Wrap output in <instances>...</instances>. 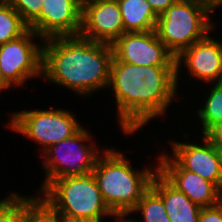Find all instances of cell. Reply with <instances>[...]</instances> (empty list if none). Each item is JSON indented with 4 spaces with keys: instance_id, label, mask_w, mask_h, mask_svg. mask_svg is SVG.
<instances>
[{
    "instance_id": "obj_1",
    "label": "cell",
    "mask_w": 222,
    "mask_h": 222,
    "mask_svg": "<svg viewBox=\"0 0 222 222\" xmlns=\"http://www.w3.org/2000/svg\"><path fill=\"white\" fill-rule=\"evenodd\" d=\"M108 89L115 97L116 121L128 137L152 120L165 118L174 100L181 96L176 66H139L118 61L114 56Z\"/></svg>"
},
{
    "instance_id": "obj_2",
    "label": "cell",
    "mask_w": 222,
    "mask_h": 222,
    "mask_svg": "<svg viewBox=\"0 0 222 222\" xmlns=\"http://www.w3.org/2000/svg\"><path fill=\"white\" fill-rule=\"evenodd\" d=\"M112 59L110 44L94 42L81 33L45 39L42 79L89 99L108 88Z\"/></svg>"
},
{
    "instance_id": "obj_3",
    "label": "cell",
    "mask_w": 222,
    "mask_h": 222,
    "mask_svg": "<svg viewBox=\"0 0 222 222\" xmlns=\"http://www.w3.org/2000/svg\"><path fill=\"white\" fill-rule=\"evenodd\" d=\"M113 148L106 147L92 173L110 211L118 219H125L151 187L158 164L149 166L146 163L142 169L135 168L125 152Z\"/></svg>"
},
{
    "instance_id": "obj_4",
    "label": "cell",
    "mask_w": 222,
    "mask_h": 222,
    "mask_svg": "<svg viewBox=\"0 0 222 222\" xmlns=\"http://www.w3.org/2000/svg\"><path fill=\"white\" fill-rule=\"evenodd\" d=\"M219 8L214 0H178L158 16L155 31L167 49L177 57L218 28L211 14Z\"/></svg>"
},
{
    "instance_id": "obj_5",
    "label": "cell",
    "mask_w": 222,
    "mask_h": 222,
    "mask_svg": "<svg viewBox=\"0 0 222 222\" xmlns=\"http://www.w3.org/2000/svg\"><path fill=\"white\" fill-rule=\"evenodd\" d=\"M41 195L58 213L67 217L101 222L118 220L105 204L93 173L56 179Z\"/></svg>"
},
{
    "instance_id": "obj_6",
    "label": "cell",
    "mask_w": 222,
    "mask_h": 222,
    "mask_svg": "<svg viewBox=\"0 0 222 222\" xmlns=\"http://www.w3.org/2000/svg\"><path fill=\"white\" fill-rule=\"evenodd\" d=\"M90 130L82 126L74 135L50 146L40 156L45 178L37 194H41L54 180L66 176L93 172L98 157L106 149L96 146ZM95 144V145H94Z\"/></svg>"
},
{
    "instance_id": "obj_7",
    "label": "cell",
    "mask_w": 222,
    "mask_h": 222,
    "mask_svg": "<svg viewBox=\"0 0 222 222\" xmlns=\"http://www.w3.org/2000/svg\"><path fill=\"white\" fill-rule=\"evenodd\" d=\"M10 115L6 127L26 137L28 141L39 144L40 155L50 146L71 137L82 127L71 110L53 106L42 110H17Z\"/></svg>"
},
{
    "instance_id": "obj_8",
    "label": "cell",
    "mask_w": 222,
    "mask_h": 222,
    "mask_svg": "<svg viewBox=\"0 0 222 222\" xmlns=\"http://www.w3.org/2000/svg\"><path fill=\"white\" fill-rule=\"evenodd\" d=\"M43 41L29 28L20 37L0 45V69L12 87L23 88L36 77L42 80Z\"/></svg>"
},
{
    "instance_id": "obj_9",
    "label": "cell",
    "mask_w": 222,
    "mask_h": 222,
    "mask_svg": "<svg viewBox=\"0 0 222 222\" xmlns=\"http://www.w3.org/2000/svg\"><path fill=\"white\" fill-rule=\"evenodd\" d=\"M211 35L212 32L175 58L177 86L183 87L179 85L183 68L195 81L205 84L222 82V41Z\"/></svg>"
},
{
    "instance_id": "obj_10",
    "label": "cell",
    "mask_w": 222,
    "mask_h": 222,
    "mask_svg": "<svg viewBox=\"0 0 222 222\" xmlns=\"http://www.w3.org/2000/svg\"><path fill=\"white\" fill-rule=\"evenodd\" d=\"M111 46L113 56L121 62L139 66H176V57L155 30L124 33Z\"/></svg>"
},
{
    "instance_id": "obj_11",
    "label": "cell",
    "mask_w": 222,
    "mask_h": 222,
    "mask_svg": "<svg viewBox=\"0 0 222 222\" xmlns=\"http://www.w3.org/2000/svg\"><path fill=\"white\" fill-rule=\"evenodd\" d=\"M167 152L161 151L156 161L158 172L172 186L201 208L212 207L222 201V191L214 183L195 172L184 170Z\"/></svg>"
},
{
    "instance_id": "obj_12",
    "label": "cell",
    "mask_w": 222,
    "mask_h": 222,
    "mask_svg": "<svg viewBox=\"0 0 222 222\" xmlns=\"http://www.w3.org/2000/svg\"><path fill=\"white\" fill-rule=\"evenodd\" d=\"M189 134L183 133L186 142L177 141L175 138L168 140L172 151L170 156L184 170L195 172L202 178L214 183L222 191V166L217 150L202 137H196L201 139L199 143L193 141L192 138H189L191 133ZM189 139L191 141H187Z\"/></svg>"
},
{
    "instance_id": "obj_13",
    "label": "cell",
    "mask_w": 222,
    "mask_h": 222,
    "mask_svg": "<svg viewBox=\"0 0 222 222\" xmlns=\"http://www.w3.org/2000/svg\"><path fill=\"white\" fill-rule=\"evenodd\" d=\"M28 27L43 40L79 34L82 0H43L39 16Z\"/></svg>"
},
{
    "instance_id": "obj_14",
    "label": "cell",
    "mask_w": 222,
    "mask_h": 222,
    "mask_svg": "<svg viewBox=\"0 0 222 222\" xmlns=\"http://www.w3.org/2000/svg\"><path fill=\"white\" fill-rule=\"evenodd\" d=\"M80 33L94 42L112 45L125 33L118 1L82 2Z\"/></svg>"
},
{
    "instance_id": "obj_15",
    "label": "cell",
    "mask_w": 222,
    "mask_h": 222,
    "mask_svg": "<svg viewBox=\"0 0 222 222\" xmlns=\"http://www.w3.org/2000/svg\"><path fill=\"white\" fill-rule=\"evenodd\" d=\"M151 187L162 197L171 222H198L202 208L172 186L159 172L153 176Z\"/></svg>"
},
{
    "instance_id": "obj_16",
    "label": "cell",
    "mask_w": 222,
    "mask_h": 222,
    "mask_svg": "<svg viewBox=\"0 0 222 222\" xmlns=\"http://www.w3.org/2000/svg\"><path fill=\"white\" fill-rule=\"evenodd\" d=\"M125 33L156 29L158 15L146 0H118Z\"/></svg>"
},
{
    "instance_id": "obj_17",
    "label": "cell",
    "mask_w": 222,
    "mask_h": 222,
    "mask_svg": "<svg viewBox=\"0 0 222 222\" xmlns=\"http://www.w3.org/2000/svg\"><path fill=\"white\" fill-rule=\"evenodd\" d=\"M132 214L136 216L141 214L142 216L139 217L140 220H136L137 218H132ZM129 215L131 217L125 218L127 222H171L166 213L162 197L152 187L143 194L142 199Z\"/></svg>"
},
{
    "instance_id": "obj_18",
    "label": "cell",
    "mask_w": 222,
    "mask_h": 222,
    "mask_svg": "<svg viewBox=\"0 0 222 222\" xmlns=\"http://www.w3.org/2000/svg\"><path fill=\"white\" fill-rule=\"evenodd\" d=\"M207 91H205L206 98L202 99L203 105L195 111L200 124V131L202 132L208 125L222 123V82L206 84ZM211 86V88H210Z\"/></svg>"
},
{
    "instance_id": "obj_19",
    "label": "cell",
    "mask_w": 222,
    "mask_h": 222,
    "mask_svg": "<svg viewBox=\"0 0 222 222\" xmlns=\"http://www.w3.org/2000/svg\"><path fill=\"white\" fill-rule=\"evenodd\" d=\"M28 29L14 8L6 0H0V45L20 37Z\"/></svg>"
},
{
    "instance_id": "obj_20",
    "label": "cell",
    "mask_w": 222,
    "mask_h": 222,
    "mask_svg": "<svg viewBox=\"0 0 222 222\" xmlns=\"http://www.w3.org/2000/svg\"><path fill=\"white\" fill-rule=\"evenodd\" d=\"M25 195V222H56V210L41 194Z\"/></svg>"
},
{
    "instance_id": "obj_21",
    "label": "cell",
    "mask_w": 222,
    "mask_h": 222,
    "mask_svg": "<svg viewBox=\"0 0 222 222\" xmlns=\"http://www.w3.org/2000/svg\"><path fill=\"white\" fill-rule=\"evenodd\" d=\"M0 222H25V195L14 191L0 199Z\"/></svg>"
},
{
    "instance_id": "obj_22",
    "label": "cell",
    "mask_w": 222,
    "mask_h": 222,
    "mask_svg": "<svg viewBox=\"0 0 222 222\" xmlns=\"http://www.w3.org/2000/svg\"><path fill=\"white\" fill-rule=\"evenodd\" d=\"M29 26L40 14L43 0H6Z\"/></svg>"
},
{
    "instance_id": "obj_23",
    "label": "cell",
    "mask_w": 222,
    "mask_h": 222,
    "mask_svg": "<svg viewBox=\"0 0 222 222\" xmlns=\"http://www.w3.org/2000/svg\"><path fill=\"white\" fill-rule=\"evenodd\" d=\"M201 134L200 137L215 149L222 146V123L208 125Z\"/></svg>"
},
{
    "instance_id": "obj_24",
    "label": "cell",
    "mask_w": 222,
    "mask_h": 222,
    "mask_svg": "<svg viewBox=\"0 0 222 222\" xmlns=\"http://www.w3.org/2000/svg\"><path fill=\"white\" fill-rule=\"evenodd\" d=\"M198 222H222V201L215 206L202 208Z\"/></svg>"
},
{
    "instance_id": "obj_25",
    "label": "cell",
    "mask_w": 222,
    "mask_h": 222,
    "mask_svg": "<svg viewBox=\"0 0 222 222\" xmlns=\"http://www.w3.org/2000/svg\"><path fill=\"white\" fill-rule=\"evenodd\" d=\"M152 7L153 11L158 15H162L171 5L178 0H146Z\"/></svg>"
},
{
    "instance_id": "obj_26",
    "label": "cell",
    "mask_w": 222,
    "mask_h": 222,
    "mask_svg": "<svg viewBox=\"0 0 222 222\" xmlns=\"http://www.w3.org/2000/svg\"><path fill=\"white\" fill-rule=\"evenodd\" d=\"M56 222H101V221L82 219V218H71L64 216L56 211Z\"/></svg>"
},
{
    "instance_id": "obj_27",
    "label": "cell",
    "mask_w": 222,
    "mask_h": 222,
    "mask_svg": "<svg viewBox=\"0 0 222 222\" xmlns=\"http://www.w3.org/2000/svg\"><path fill=\"white\" fill-rule=\"evenodd\" d=\"M11 88H12V86L3 78V75H2V72H1V69H0V94L3 91H7Z\"/></svg>"
},
{
    "instance_id": "obj_28",
    "label": "cell",
    "mask_w": 222,
    "mask_h": 222,
    "mask_svg": "<svg viewBox=\"0 0 222 222\" xmlns=\"http://www.w3.org/2000/svg\"><path fill=\"white\" fill-rule=\"evenodd\" d=\"M216 150H217V153H218V156H219V161H220L221 166H222V146L217 147Z\"/></svg>"
},
{
    "instance_id": "obj_29",
    "label": "cell",
    "mask_w": 222,
    "mask_h": 222,
    "mask_svg": "<svg viewBox=\"0 0 222 222\" xmlns=\"http://www.w3.org/2000/svg\"><path fill=\"white\" fill-rule=\"evenodd\" d=\"M118 0H82V2H114Z\"/></svg>"
},
{
    "instance_id": "obj_30",
    "label": "cell",
    "mask_w": 222,
    "mask_h": 222,
    "mask_svg": "<svg viewBox=\"0 0 222 222\" xmlns=\"http://www.w3.org/2000/svg\"><path fill=\"white\" fill-rule=\"evenodd\" d=\"M222 8V0H214Z\"/></svg>"
},
{
    "instance_id": "obj_31",
    "label": "cell",
    "mask_w": 222,
    "mask_h": 222,
    "mask_svg": "<svg viewBox=\"0 0 222 222\" xmlns=\"http://www.w3.org/2000/svg\"><path fill=\"white\" fill-rule=\"evenodd\" d=\"M115 222H127L125 219H118L117 221Z\"/></svg>"
}]
</instances>
